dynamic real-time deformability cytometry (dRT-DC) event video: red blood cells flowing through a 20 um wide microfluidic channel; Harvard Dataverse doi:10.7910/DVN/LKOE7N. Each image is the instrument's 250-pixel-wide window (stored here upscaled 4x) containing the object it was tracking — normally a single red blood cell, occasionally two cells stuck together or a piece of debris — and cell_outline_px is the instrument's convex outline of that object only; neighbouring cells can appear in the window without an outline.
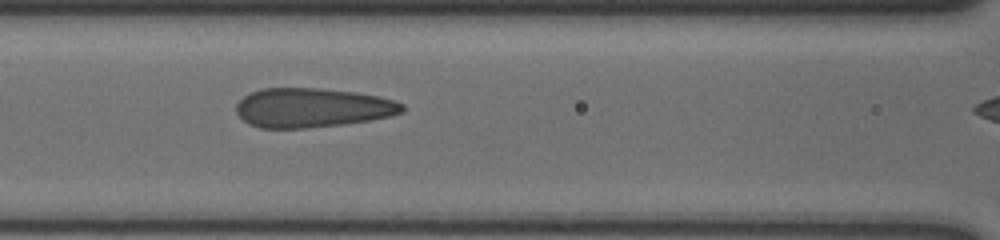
{"species": "human", "species_latin": "Homo sapiens", "temperature_condition": "cold", "stored_images_in_passage": 45, "camera_frame_rate_fps": 3000, "um_per_image_px": 0.085, "donor": {"sex": "male"}, "frame": {"image": 1, "passage_image": 21, "time_ms": 6.667, "image_size_px": [1000, 240], "cell_outline_px": [[404, 112], [388, 116], [368, 120], [344, 124], [304, 128], [260, 128], [248, 124], [236, 112], [236, 104], [244, 96], [252, 92], [264, 88], [320, 88], [356, 92], [380, 96], [404, 104]], "centroid_in_image_um": [26.53, 9.15], "position_along_channel_um": 140.1, "area_um2": 37.97}}
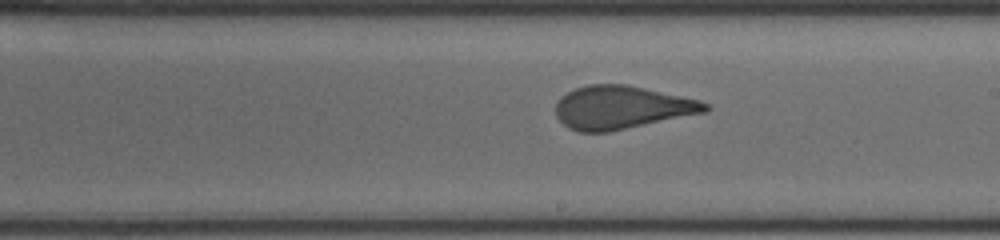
{"frame": {"image": 2, "passage_image": 29, "time_ms": 9.333, "image_size_px": [1000, 240], "cell_outline_px": [[712, 108], [708, 112], [608, 132], [580, 132], [568, 128], [556, 116], [556, 104], [560, 96], [576, 88], [588, 84], [628, 84], [700, 100], [708, 104]], "centroid_in_image_um": [52.86, 9.13], "position_along_channel_um": 236.1, "area_um2": 37.8}}
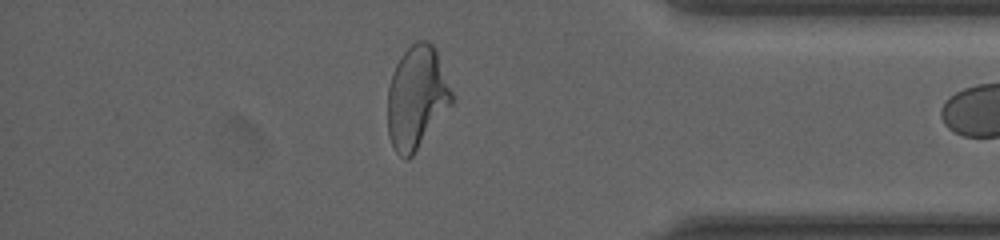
{"frame": {"image": 3, "passage_image": 44, "time_ms": 14.333, "image_size_px": [1000, 240], "cell_outline_px": [[456, 100], [412, 156], [408, 160], [404, 160], [396, 152], [388, 136], [388, 88], [392, 72], [400, 56], [412, 44], [420, 40], [428, 40], [436, 48]], "centroid_in_image_um": [35.44, 8.29], "position_along_channel_um": 399.8, "area_um2": 38.9}}